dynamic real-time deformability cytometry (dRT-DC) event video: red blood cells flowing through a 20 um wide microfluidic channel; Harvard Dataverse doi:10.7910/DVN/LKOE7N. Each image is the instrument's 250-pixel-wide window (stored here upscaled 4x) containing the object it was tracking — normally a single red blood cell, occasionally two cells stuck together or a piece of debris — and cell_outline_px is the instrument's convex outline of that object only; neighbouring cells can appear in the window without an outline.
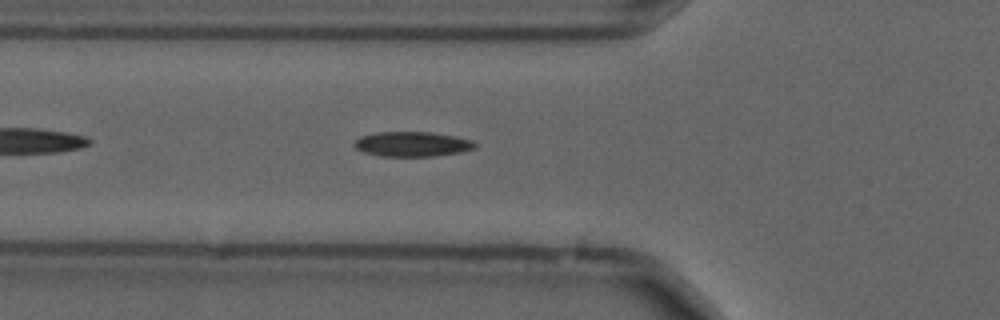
{"species": "common noctule bat (a hibernating species)", "species_latin": "Nyctalus noctula", "temperature_condition": "cold", "stored_images_in_passage": 43, "camera_frame_rate_fps": 3000, "um_per_image_px": 0.085, "animal": {"sex": "male", "forearm_length_mm": 52.5}, "frame": {"image": 1, "passage_image": 7, "time_ms": 2.0, "image_size_px": [1000, 320], "cell_outline_px": [[476, 148], [460, 152], [432, 156], [380, 156], [364, 152], [356, 148], [352, 144], [360, 136], [376, 132], [428, 132], [452, 136], [472, 140], [476, 144]], "centroid_in_image_um": [35.0, 12.25], "position_along_channel_um": 90.8, "area_um2": 17.34}}
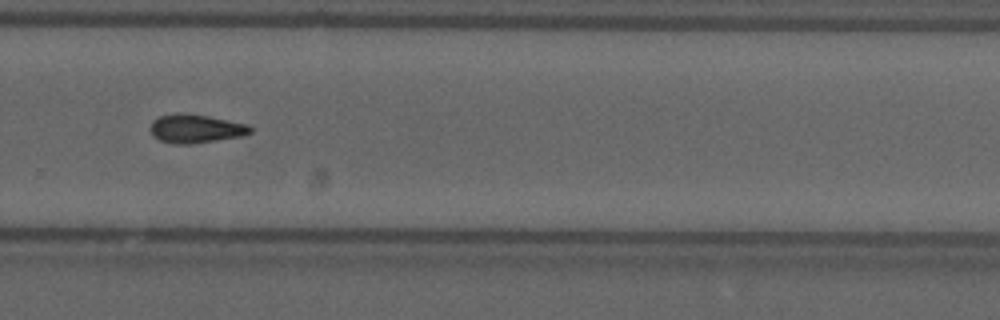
{"frame": {"image": 2, "passage_image": 25, "time_ms": 8.0, "image_size_px": [1000, 320], "cell_outline_px": [[252, 132], [240, 136], [216, 140], [188, 144], [176, 144], [160, 140], [152, 136], [148, 128], [152, 120], [160, 116], [176, 112], [184, 112], [208, 116], [248, 124], [252, 128]], "centroid_in_image_um": [16.57, 10.91], "position_along_channel_um": 313.2, "area_um2": 16.82}, "authors_computed_cell_mechanics": {"area_um2": 16.184, "velocity_mm_per_s": 3.7098, "shape_relaxation_time_tau1_ms": 8.9167, "shape_relaxation_time_tau2_ms": null, "deformation_change_tau1": 0.1574, "deformation_change_tau2": null}}